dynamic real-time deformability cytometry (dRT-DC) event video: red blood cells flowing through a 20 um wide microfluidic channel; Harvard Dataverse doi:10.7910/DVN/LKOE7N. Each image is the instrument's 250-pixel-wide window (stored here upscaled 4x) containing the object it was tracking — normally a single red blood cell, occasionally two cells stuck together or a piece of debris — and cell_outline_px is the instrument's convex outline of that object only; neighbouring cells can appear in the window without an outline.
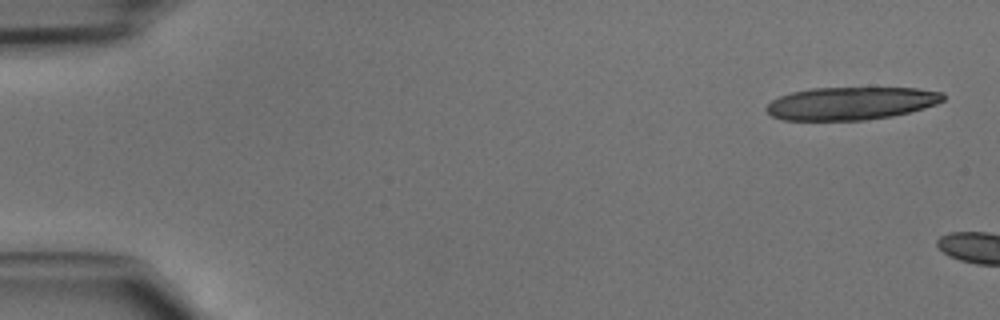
{"species": "common noctule bat (a hibernating species)", "species_latin": "Nyctalus noctula", "temperature_condition": "cold", "stored_images_in_passage": 5, "camera_frame_rate_fps": 3000, "um_per_image_px": 0.085, "animal": {"sex": "male", "body_mass_g": 15.6}, "frame": {"image": 1, "passage_image": 2, "time_ms": 0.333, "image_size_px": [1000, 320], "cell_outline_px": [[944, 100], [936, 104], [924, 108], [892, 116], [864, 120], [784, 120], [772, 116], [764, 108], [772, 100], [780, 96], [792, 92], [812, 88], [916, 88], [944, 92]], "centroid_in_image_um": [72.34, 8.78], "position_along_channel_um": 12.7, "area_um2": 33.76}}